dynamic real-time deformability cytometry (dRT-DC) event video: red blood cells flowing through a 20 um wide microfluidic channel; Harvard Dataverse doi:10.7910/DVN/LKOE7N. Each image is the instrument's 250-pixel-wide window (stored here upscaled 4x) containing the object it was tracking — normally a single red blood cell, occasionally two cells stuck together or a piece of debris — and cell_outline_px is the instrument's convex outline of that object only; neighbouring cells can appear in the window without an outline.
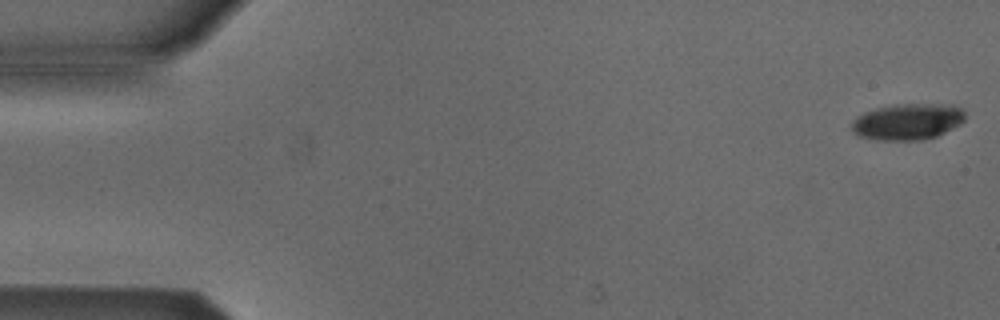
{"species": "Egyptian fruit bat (a non-hibernating species)", "species_latin": "Rousettus aegyptiacus", "temperature_condition": "cold", "stored_images_in_passage": 5, "camera_frame_rate_fps": 3000, "um_per_image_px": 0.085, "animal": {"sex": "male"}, "frame": {"image": 1, "passage_image": 1, "time_ms": 0.0, "image_size_px": [1000, 320], "cell_outline_px": [[964, 120], [960, 124], [936, 136], [920, 140], [876, 140], [856, 136], [852, 128], [852, 120], [856, 116], [864, 112], [876, 108], [896, 104], [952, 104], [960, 108], [964, 112]], "centroid_in_image_um": [77.11, 10.34], "position_along_channel_um": 7.9, "area_um2": 24.04}}
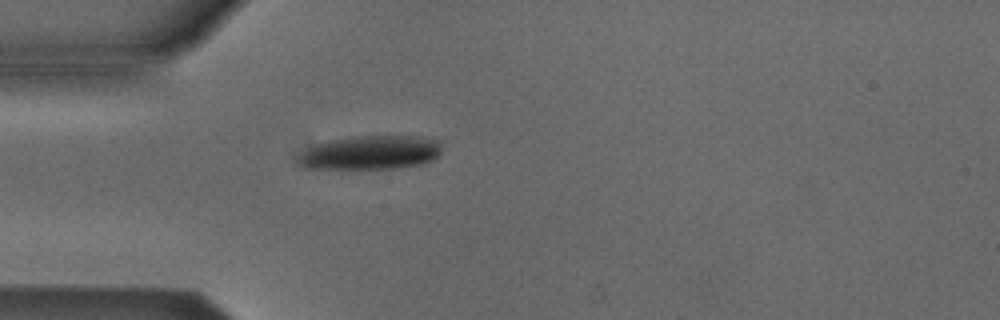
{"frame": {"image": 2, "passage_image": 5, "time_ms": 4.667, "image_size_px": [1000, 320], "cell_outline_px": [[444, 140], [440, 156], [424, 164], [400, 168], [304, 168], [296, 160], [304, 152], [316, 144], [332, 140], [356, 136], [420, 136]], "centroid_in_image_um": [31.64, 12.96], "position_along_channel_um": 53.4, "area_um2": 28.55}}